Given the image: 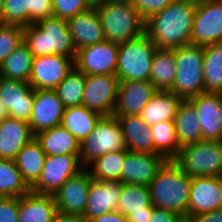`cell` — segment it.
<instances>
[{
  "label": "cell",
  "instance_id": "obj_26",
  "mask_svg": "<svg viewBox=\"0 0 222 222\" xmlns=\"http://www.w3.org/2000/svg\"><path fill=\"white\" fill-rule=\"evenodd\" d=\"M182 100L173 92L158 90L139 116L150 127L163 121H174Z\"/></svg>",
  "mask_w": 222,
  "mask_h": 222
},
{
  "label": "cell",
  "instance_id": "obj_1",
  "mask_svg": "<svg viewBox=\"0 0 222 222\" xmlns=\"http://www.w3.org/2000/svg\"><path fill=\"white\" fill-rule=\"evenodd\" d=\"M196 5L197 0H174L145 21V34L157 48L190 45Z\"/></svg>",
  "mask_w": 222,
  "mask_h": 222
},
{
  "label": "cell",
  "instance_id": "obj_50",
  "mask_svg": "<svg viewBox=\"0 0 222 222\" xmlns=\"http://www.w3.org/2000/svg\"><path fill=\"white\" fill-rule=\"evenodd\" d=\"M9 117V112L5 108V106L0 102V122L3 121L5 118Z\"/></svg>",
  "mask_w": 222,
  "mask_h": 222
},
{
  "label": "cell",
  "instance_id": "obj_29",
  "mask_svg": "<svg viewBox=\"0 0 222 222\" xmlns=\"http://www.w3.org/2000/svg\"><path fill=\"white\" fill-rule=\"evenodd\" d=\"M101 117L99 113L83 105L67 107L64 110L61 125L73 134L81 144L95 129V125Z\"/></svg>",
  "mask_w": 222,
  "mask_h": 222
},
{
  "label": "cell",
  "instance_id": "obj_9",
  "mask_svg": "<svg viewBox=\"0 0 222 222\" xmlns=\"http://www.w3.org/2000/svg\"><path fill=\"white\" fill-rule=\"evenodd\" d=\"M80 155H47L38 181L30 188L32 192L54 195L57 190L84 169Z\"/></svg>",
  "mask_w": 222,
  "mask_h": 222
},
{
  "label": "cell",
  "instance_id": "obj_5",
  "mask_svg": "<svg viewBox=\"0 0 222 222\" xmlns=\"http://www.w3.org/2000/svg\"><path fill=\"white\" fill-rule=\"evenodd\" d=\"M175 53L177 72L169 90L183 100L204 92V49L200 45L172 48Z\"/></svg>",
  "mask_w": 222,
  "mask_h": 222
},
{
  "label": "cell",
  "instance_id": "obj_48",
  "mask_svg": "<svg viewBox=\"0 0 222 222\" xmlns=\"http://www.w3.org/2000/svg\"><path fill=\"white\" fill-rule=\"evenodd\" d=\"M52 222H87L82 215L56 211Z\"/></svg>",
  "mask_w": 222,
  "mask_h": 222
},
{
  "label": "cell",
  "instance_id": "obj_44",
  "mask_svg": "<svg viewBox=\"0 0 222 222\" xmlns=\"http://www.w3.org/2000/svg\"><path fill=\"white\" fill-rule=\"evenodd\" d=\"M53 16L52 0H32V23Z\"/></svg>",
  "mask_w": 222,
  "mask_h": 222
},
{
  "label": "cell",
  "instance_id": "obj_27",
  "mask_svg": "<svg viewBox=\"0 0 222 222\" xmlns=\"http://www.w3.org/2000/svg\"><path fill=\"white\" fill-rule=\"evenodd\" d=\"M46 155H80V142L62 125L35 135Z\"/></svg>",
  "mask_w": 222,
  "mask_h": 222
},
{
  "label": "cell",
  "instance_id": "obj_12",
  "mask_svg": "<svg viewBox=\"0 0 222 222\" xmlns=\"http://www.w3.org/2000/svg\"><path fill=\"white\" fill-rule=\"evenodd\" d=\"M119 44L103 41L77 50L75 67L85 75L116 74Z\"/></svg>",
  "mask_w": 222,
  "mask_h": 222
},
{
  "label": "cell",
  "instance_id": "obj_41",
  "mask_svg": "<svg viewBox=\"0 0 222 222\" xmlns=\"http://www.w3.org/2000/svg\"><path fill=\"white\" fill-rule=\"evenodd\" d=\"M52 2L53 16L66 21L93 6L89 0H52Z\"/></svg>",
  "mask_w": 222,
  "mask_h": 222
},
{
  "label": "cell",
  "instance_id": "obj_34",
  "mask_svg": "<svg viewBox=\"0 0 222 222\" xmlns=\"http://www.w3.org/2000/svg\"><path fill=\"white\" fill-rule=\"evenodd\" d=\"M153 207L148 186L122 183L118 212L126 216L133 211H153Z\"/></svg>",
  "mask_w": 222,
  "mask_h": 222
},
{
  "label": "cell",
  "instance_id": "obj_53",
  "mask_svg": "<svg viewBox=\"0 0 222 222\" xmlns=\"http://www.w3.org/2000/svg\"><path fill=\"white\" fill-rule=\"evenodd\" d=\"M0 24H3V0H0Z\"/></svg>",
  "mask_w": 222,
  "mask_h": 222
},
{
  "label": "cell",
  "instance_id": "obj_11",
  "mask_svg": "<svg viewBox=\"0 0 222 222\" xmlns=\"http://www.w3.org/2000/svg\"><path fill=\"white\" fill-rule=\"evenodd\" d=\"M120 80L116 75H86L82 105L101 116L113 114Z\"/></svg>",
  "mask_w": 222,
  "mask_h": 222
},
{
  "label": "cell",
  "instance_id": "obj_43",
  "mask_svg": "<svg viewBox=\"0 0 222 222\" xmlns=\"http://www.w3.org/2000/svg\"><path fill=\"white\" fill-rule=\"evenodd\" d=\"M19 197H0V222H19Z\"/></svg>",
  "mask_w": 222,
  "mask_h": 222
},
{
  "label": "cell",
  "instance_id": "obj_28",
  "mask_svg": "<svg viewBox=\"0 0 222 222\" xmlns=\"http://www.w3.org/2000/svg\"><path fill=\"white\" fill-rule=\"evenodd\" d=\"M41 144L34 138L14 159L24 182L31 188L39 179L46 160Z\"/></svg>",
  "mask_w": 222,
  "mask_h": 222
},
{
  "label": "cell",
  "instance_id": "obj_23",
  "mask_svg": "<svg viewBox=\"0 0 222 222\" xmlns=\"http://www.w3.org/2000/svg\"><path fill=\"white\" fill-rule=\"evenodd\" d=\"M34 138L28 122L5 118L0 122V159L14 160L23 147Z\"/></svg>",
  "mask_w": 222,
  "mask_h": 222
},
{
  "label": "cell",
  "instance_id": "obj_39",
  "mask_svg": "<svg viewBox=\"0 0 222 222\" xmlns=\"http://www.w3.org/2000/svg\"><path fill=\"white\" fill-rule=\"evenodd\" d=\"M3 24H32V0H3Z\"/></svg>",
  "mask_w": 222,
  "mask_h": 222
},
{
  "label": "cell",
  "instance_id": "obj_54",
  "mask_svg": "<svg viewBox=\"0 0 222 222\" xmlns=\"http://www.w3.org/2000/svg\"><path fill=\"white\" fill-rule=\"evenodd\" d=\"M104 0H89V2L92 4V5H95L97 3H100V2H103Z\"/></svg>",
  "mask_w": 222,
  "mask_h": 222
},
{
  "label": "cell",
  "instance_id": "obj_36",
  "mask_svg": "<svg viewBox=\"0 0 222 222\" xmlns=\"http://www.w3.org/2000/svg\"><path fill=\"white\" fill-rule=\"evenodd\" d=\"M126 156V149L116 152H109L101 157L93 160L89 166L91 167L90 175L98 181H119L123 162Z\"/></svg>",
  "mask_w": 222,
  "mask_h": 222
},
{
  "label": "cell",
  "instance_id": "obj_38",
  "mask_svg": "<svg viewBox=\"0 0 222 222\" xmlns=\"http://www.w3.org/2000/svg\"><path fill=\"white\" fill-rule=\"evenodd\" d=\"M29 191L14 160L0 159V197H21Z\"/></svg>",
  "mask_w": 222,
  "mask_h": 222
},
{
  "label": "cell",
  "instance_id": "obj_45",
  "mask_svg": "<svg viewBox=\"0 0 222 222\" xmlns=\"http://www.w3.org/2000/svg\"><path fill=\"white\" fill-rule=\"evenodd\" d=\"M180 215L163 208L153 207V211L148 222H176Z\"/></svg>",
  "mask_w": 222,
  "mask_h": 222
},
{
  "label": "cell",
  "instance_id": "obj_10",
  "mask_svg": "<svg viewBox=\"0 0 222 222\" xmlns=\"http://www.w3.org/2000/svg\"><path fill=\"white\" fill-rule=\"evenodd\" d=\"M222 43V0H197L191 44Z\"/></svg>",
  "mask_w": 222,
  "mask_h": 222
},
{
  "label": "cell",
  "instance_id": "obj_22",
  "mask_svg": "<svg viewBox=\"0 0 222 222\" xmlns=\"http://www.w3.org/2000/svg\"><path fill=\"white\" fill-rule=\"evenodd\" d=\"M76 50L105 41L101 19L94 6L67 20Z\"/></svg>",
  "mask_w": 222,
  "mask_h": 222
},
{
  "label": "cell",
  "instance_id": "obj_31",
  "mask_svg": "<svg viewBox=\"0 0 222 222\" xmlns=\"http://www.w3.org/2000/svg\"><path fill=\"white\" fill-rule=\"evenodd\" d=\"M177 72L173 49L157 48L151 66L150 81L157 90L169 91Z\"/></svg>",
  "mask_w": 222,
  "mask_h": 222
},
{
  "label": "cell",
  "instance_id": "obj_15",
  "mask_svg": "<svg viewBox=\"0 0 222 222\" xmlns=\"http://www.w3.org/2000/svg\"><path fill=\"white\" fill-rule=\"evenodd\" d=\"M188 100L196 109L202 141H222V94L203 92Z\"/></svg>",
  "mask_w": 222,
  "mask_h": 222
},
{
  "label": "cell",
  "instance_id": "obj_35",
  "mask_svg": "<svg viewBox=\"0 0 222 222\" xmlns=\"http://www.w3.org/2000/svg\"><path fill=\"white\" fill-rule=\"evenodd\" d=\"M154 141V154L163 155L167 160H174L180 151L175 122L163 121L150 127Z\"/></svg>",
  "mask_w": 222,
  "mask_h": 222
},
{
  "label": "cell",
  "instance_id": "obj_37",
  "mask_svg": "<svg viewBox=\"0 0 222 222\" xmlns=\"http://www.w3.org/2000/svg\"><path fill=\"white\" fill-rule=\"evenodd\" d=\"M85 81L86 75L74 66L54 89L65 108L82 105Z\"/></svg>",
  "mask_w": 222,
  "mask_h": 222
},
{
  "label": "cell",
  "instance_id": "obj_52",
  "mask_svg": "<svg viewBox=\"0 0 222 222\" xmlns=\"http://www.w3.org/2000/svg\"><path fill=\"white\" fill-rule=\"evenodd\" d=\"M108 2H113V3H128V4H133L134 0H104Z\"/></svg>",
  "mask_w": 222,
  "mask_h": 222
},
{
  "label": "cell",
  "instance_id": "obj_24",
  "mask_svg": "<svg viewBox=\"0 0 222 222\" xmlns=\"http://www.w3.org/2000/svg\"><path fill=\"white\" fill-rule=\"evenodd\" d=\"M116 118L120 124L125 144L129 151L154 154V141L150 126L139 115Z\"/></svg>",
  "mask_w": 222,
  "mask_h": 222
},
{
  "label": "cell",
  "instance_id": "obj_2",
  "mask_svg": "<svg viewBox=\"0 0 222 222\" xmlns=\"http://www.w3.org/2000/svg\"><path fill=\"white\" fill-rule=\"evenodd\" d=\"M191 177L174 160H167L148 185L154 207L188 216Z\"/></svg>",
  "mask_w": 222,
  "mask_h": 222
},
{
  "label": "cell",
  "instance_id": "obj_21",
  "mask_svg": "<svg viewBox=\"0 0 222 222\" xmlns=\"http://www.w3.org/2000/svg\"><path fill=\"white\" fill-rule=\"evenodd\" d=\"M122 183L91 179L83 218H96L118 209Z\"/></svg>",
  "mask_w": 222,
  "mask_h": 222
},
{
  "label": "cell",
  "instance_id": "obj_13",
  "mask_svg": "<svg viewBox=\"0 0 222 222\" xmlns=\"http://www.w3.org/2000/svg\"><path fill=\"white\" fill-rule=\"evenodd\" d=\"M74 66L73 58L60 54L34 57L28 83L34 90H54Z\"/></svg>",
  "mask_w": 222,
  "mask_h": 222
},
{
  "label": "cell",
  "instance_id": "obj_25",
  "mask_svg": "<svg viewBox=\"0 0 222 222\" xmlns=\"http://www.w3.org/2000/svg\"><path fill=\"white\" fill-rule=\"evenodd\" d=\"M57 211L55 198L31 190L19 197V222H52Z\"/></svg>",
  "mask_w": 222,
  "mask_h": 222
},
{
  "label": "cell",
  "instance_id": "obj_19",
  "mask_svg": "<svg viewBox=\"0 0 222 222\" xmlns=\"http://www.w3.org/2000/svg\"><path fill=\"white\" fill-rule=\"evenodd\" d=\"M158 90L150 80L120 81L114 117L139 115Z\"/></svg>",
  "mask_w": 222,
  "mask_h": 222
},
{
  "label": "cell",
  "instance_id": "obj_30",
  "mask_svg": "<svg viewBox=\"0 0 222 222\" xmlns=\"http://www.w3.org/2000/svg\"><path fill=\"white\" fill-rule=\"evenodd\" d=\"M179 147L202 141V131L194 105L182 100L174 119Z\"/></svg>",
  "mask_w": 222,
  "mask_h": 222
},
{
  "label": "cell",
  "instance_id": "obj_4",
  "mask_svg": "<svg viewBox=\"0 0 222 222\" xmlns=\"http://www.w3.org/2000/svg\"><path fill=\"white\" fill-rule=\"evenodd\" d=\"M93 6L101 19L107 41L120 44L145 33V21L132 4L103 1Z\"/></svg>",
  "mask_w": 222,
  "mask_h": 222
},
{
  "label": "cell",
  "instance_id": "obj_40",
  "mask_svg": "<svg viewBox=\"0 0 222 222\" xmlns=\"http://www.w3.org/2000/svg\"><path fill=\"white\" fill-rule=\"evenodd\" d=\"M23 32V26L0 24V65L11 52L23 43Z\"/></svg>",
  "mask_w": 222,
  "mask_h": 222
},
{
  "label": "cell",
  "instance_id": "obj_6",
  "mask_svg": "<svg viewBox=\"0 0 222 222\" xmlns=\"http://www.w3.org/2000/svg\"><path fill=\"white\" fill-rule=\"evenodd\" d=\"M157 46L144 33L119 44L116 76L120 81L150 80L152 59Z\"/></svg>",
  "mask_w": 222,
  "mask_h": 222
},
{
  "label": "cell",
  "instance_id": "obj_46",
  "mask_svg": "<svg viewBox=\"0 0 222 222\" xmlns=\"http://www.w3.org/2000/svg\"><path fill=\"white\" fill-rule=\"evenodd\" d=\"M87 222H128L127 217L116 211H112L96 218L89 219Z\"/></svg>",
  "mask_w": 222,
  "mask_h": 222
},
{
  "label": "cell",
  "instance_id": "obj_51",
  "mask_svg": "<svg viewBox=\"0 0 222 222\" xmlns=\"http://www.w3.org/2000/svg\"><path fill=\"white\" fill-rule=\"evenodd\" d=\"M176 222H193L190 216H180Z\"/></svg>",
  "mask_w": 222,
  "mask_h": 222
},
{
  "label": "cell",
  "instance_id": "obj_16",
  "mask_svg": "<svg viewBox=\"0 0 222 222\" xmlns=\"http://www.w3.org/2000/svg\"><path fill=\"white\" fill-rule=\"evenodd\" d=\"M167 159L160 154L132 152L126 149L120 182L148 186Z\"/></svg>",
  "mask_w": 222,
  "mask_h": 222
},
{
  "label": "cell",
  "instance_id": "obj_20",
  "mask_svg": "<svg viewBox=\"0 0 222 222\" xmlns=\"http://www.w3.org/2000/svg\"><path fill=\"white\" fill-rule=\"evenodd\" d=\"M88 168H84L66 182L53 195L58 211L70 214H84L91 182Z\"/></svg>",
  "mask_w": 222,
  "mask_h": 222
},
{
  "label": "cell",
  "instance_id": "obj_47",
  "mask_svg": "<svg viewBox=\"0 0 222 222\" xmlns=\"http://www.w3.org/2000/svg\"><path fill=\"white\" fill-rule=\"evenodd\" d=\"M191 218L193 222H222V211L218 209L208 213L195 214Z\"/></svg>",
  "mask_w": 222,
  "mask_h": 222
},
{
  "label": "cell",
  "instance_id": "obj_49",
  "mask_svg": "<svg viewBox=\"0 0 222 222\" xmlns=\"http://www.w3.org/2000/svg\"><path fill=\"white\" fill-rule=\"evenodd\" d=\"M152 211H133L126 215L128 222H148Z\"/></svg>",
  "mask_w": 222,
  "mask_h": 222
},
{
  "label": "cell",
  "instance_id": "obj_18",
  "mask_svg": "<svg viewBox=\"0 0 222 222\" xmlns=\"http://www.w3.org/2000/svg\"><path fill=\"white\" fill-rule=\"evenodd\" d=\"M222 176L192 177L188 200V216L220 209Z\"/></svg>",
  "mask_w": 222,
  "mask_h": 222
},
{
  "label": "cell",
  "instance_id": "obj_3",
  "mask_svg": "<svg viewBox=\"0 0 222 222\" xmlns=\"http://www.w3.org/2000/svg\"><path fill=\"white\" fill-rule=\"evenodd\" d=\"M23 43L34 57L60 54L75 60L77 53L67 21L54 16L24 26Z\"/></svg>",
  "mask_w": 222,
  "mask_h": 222
},
{
  "label": "cell",
  "instance_id": "obj_7",
  "mask_svg": "<svg viewBox=\"0 0 222 222\" xmlns=\"http://www.w3.org/2000/svg\"><path fill=\"white\" fill-rule=\"evenodd\" d=\"M174 161L191 178L222 176V141L203 140L183 146Z\"/></svg>",
  "mask_w": 222,
  "mask_h": 222
},
{
  "label": "cell",
  "instance_id": "obj_17",
  "mask_svg": "<svg viewBox=\"0 0 222 222\" xmlns=\"http://www.w3.org/2000/svg\"><path fill=\"white\" fill-rule=\"evenodd\" d=\"M0 102L8 110L10 118L29 122L34 89L27 82L0 76Z\"/></svg>",
  "mask_w": 222,
  "mask_h": 222
},
{
  "label": "cell",
  "instance_id": "obj_14",
  "mask_svg": "<svg viewBox=\"0 0 222 222\" xmlns=\"http://www.w3.org/2000/svg\"><path fill=\"white\" fill-rule=\"evenodd\" d=\"M65 107L55 90H34V102L29 125L32 134L61 125Z\"/></svg>",
  "mask_w": 222,
  "mask_h": 222
},
{
  "label": "cell",
  "instance_id": "obj_32",
  "mask_svg": "<svg viewBox=\"0 0 222 222\" xmlns=\"http://www.w3.org/2000/svg\"><path fill=\"white\" fill-rule=\"evenodd\" d=\"M34 56L22 43L11 52L0 65V76L8 79L29 82Z\"/></svg>",
  "mask_w": 222,
  "mask_h": 222
},
{
  "label": "cell",
  "instance_id": "obj_8",
  "mask_svg": "<svg viewBox=\"0 0 222 222\" xmlns=\"http://www.w3.org/2000/svg\"><path fill=\"white\" fill-rule=\"evenodd\" d=\"M124 149L127 147L117 118L113 115L102 116L95 129L81 143L79 159L85 168L98 157Z\"/></svg>",
  "mask_w": 222,
  "mask_h": 222
},
{
  "label": "cell",
  "instance_id": "obj_42",
  "mask_svg": "<svg viewBox=\"0 0 222 222\" xmlns=\"http://www.w3.org/2000/svg\"><path fill=\"white\" fill-rule=\"evenodd\" d=\"M174 0H134L132 4L140 13L142 19L146 21L154 14L161 12Z\"/></svg>",
  "mask_w": 222,
  "mask_h": 222
},
{
  "label": "cell",
  "instance_id": "obj_33",
  "mask_svg": "<svg viewBox=\"0 0 222 222\" xmlns=\"http://www.w3.org/2000/svg\"><path fill=\"white\" fill-rule=\"evenodd\" d=\"M204 49V92L222 94V43L208 44Z\"/></svg>",
  "mask_w": 222,
  "mask_h": 222
}]
</instances>
